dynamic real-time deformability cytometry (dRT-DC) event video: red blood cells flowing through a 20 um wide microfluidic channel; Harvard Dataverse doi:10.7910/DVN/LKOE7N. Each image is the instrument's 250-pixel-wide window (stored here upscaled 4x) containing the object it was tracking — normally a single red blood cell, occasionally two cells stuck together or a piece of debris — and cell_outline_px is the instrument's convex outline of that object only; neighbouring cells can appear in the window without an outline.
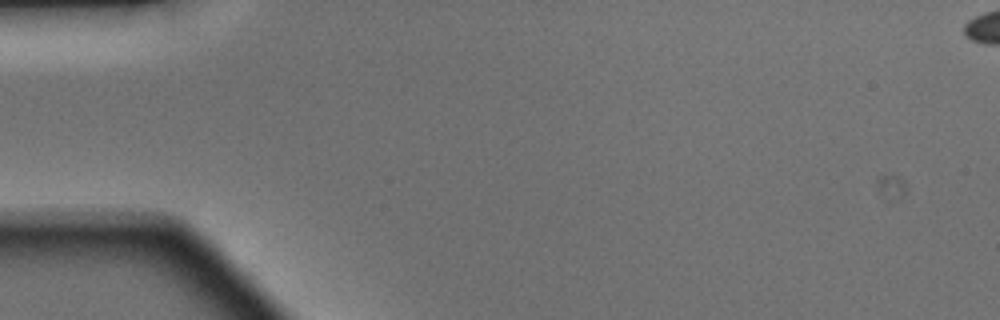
{"species": "Egyptian fruit bat (a non-hibernating species)", "species_latin": "Rousettus aegyptiacus", "temperature_condition": "warm", "stored_images_in_passage": 3, "camera_frame_rate_fps": 3000, "um_per_image_px": 0.085, "animal": {"sex": "male"}, "frame": {"image": 1, "passage_image": 1, "time_ms": 0.0, "image_size_px": [1000, 320], "cell_outline_px": [[232, 280], [100, 228], [96, 224], [168, 224], [180, 228], [216, 252], [232, 268]], "centroid_in_image_um": [14.72, 20.81], "position_along_channel_um": 70.3, "area_um2": 20.17}}